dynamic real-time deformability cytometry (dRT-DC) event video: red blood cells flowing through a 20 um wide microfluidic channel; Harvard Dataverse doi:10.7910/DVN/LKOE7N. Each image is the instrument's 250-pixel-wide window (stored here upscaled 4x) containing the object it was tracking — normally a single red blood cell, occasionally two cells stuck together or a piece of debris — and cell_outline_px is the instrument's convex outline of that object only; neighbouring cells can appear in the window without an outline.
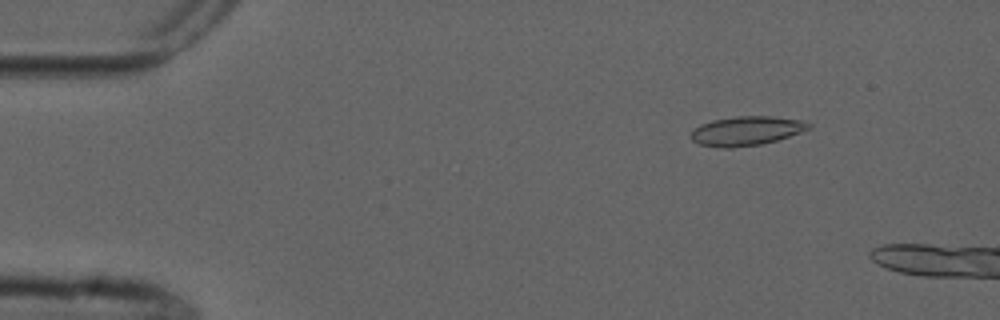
{"species": "common noctule bat (a hibernating species)", "species_latin": "Nyctalus noctula", "temperature_condition": "cold", "stored_images_in_passage": 5, "camera_frame_rate_fps": 3000, "um_per_image_px": 0.085, "animal": {"sex": "male", "forearm_length_mm": 52.5}, "frame": {"image": 1, "passage_image": 2, "time_ms": 1.333, "image_size_px": [1000, 320], "cell_outline_px": [[812, 128], [776, 140], [760, 144], [732, 148], [724, 148], [700, 144], [692, 140], [688, 136], [700, 124], [712, 120], [736, 116], [772, 116], [804, 120], [812, 124]], "centroid_in_image_um": [63.45, 11.11], "position_along_channel_um": 21.5, "area_um2": 20.06}}